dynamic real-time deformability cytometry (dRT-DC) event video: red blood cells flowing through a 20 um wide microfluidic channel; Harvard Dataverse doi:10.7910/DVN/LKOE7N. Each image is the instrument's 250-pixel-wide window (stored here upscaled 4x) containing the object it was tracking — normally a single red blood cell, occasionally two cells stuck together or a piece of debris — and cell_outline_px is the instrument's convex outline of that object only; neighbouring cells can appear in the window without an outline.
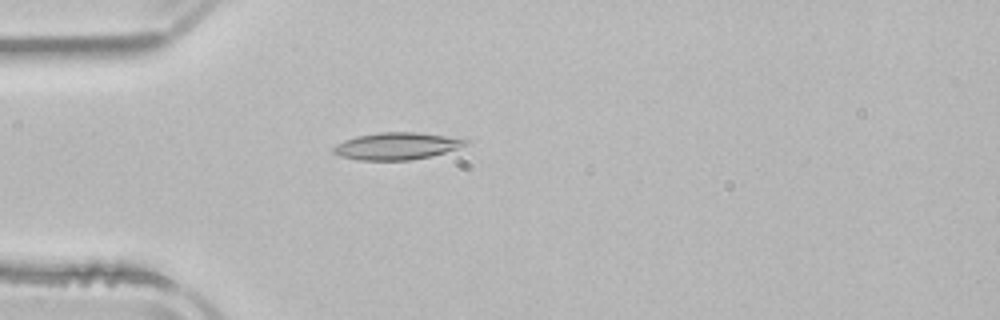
{"species": "common noctule bat (a hibernating species)", "species_latin": "Nyctalus noctula", "temperature_condition": "room temperature", "stored_images_in_passage": 4, "camera_frame_rate_fps": 3000, "um_per_image_px": 0.085, "animal": {"sex": "male", "body_mass_g": 21.5, "forearm_length_mm": 52.0}, "frame": {"image": 1, "passage_image": 4, "time_ms": 4.0, "image_size_px": [1000, 320], "cell_outline_px": [[468, 140], [464, 144], [456, 148], [432, 156], [408, 160], [360, 160], [340, 156], [332, 152], [332, 148], [336, 144], [344, 140], [356, 136], [380, 132], [416, 132], [464, 136]], "centroid_in_image_um": [33.75, 12.39], "position_along_channel_um": 51.2, "area_um2": 21.1}}